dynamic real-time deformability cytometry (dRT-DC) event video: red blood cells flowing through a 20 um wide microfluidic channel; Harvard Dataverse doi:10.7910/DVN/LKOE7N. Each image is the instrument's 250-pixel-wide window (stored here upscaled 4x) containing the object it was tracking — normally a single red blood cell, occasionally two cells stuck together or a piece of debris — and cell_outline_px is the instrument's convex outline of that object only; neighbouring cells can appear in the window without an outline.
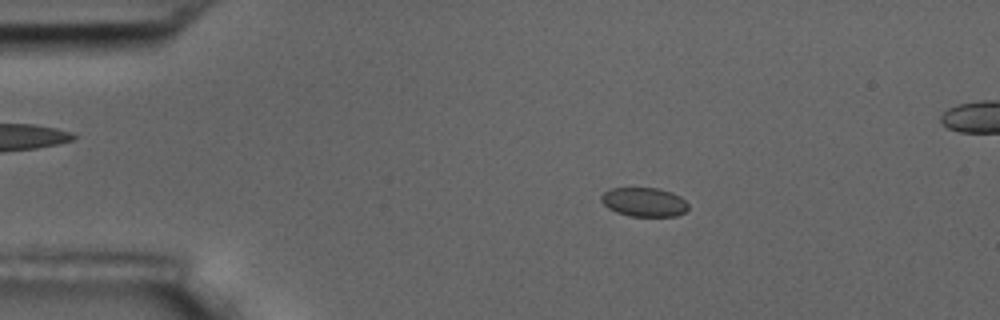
{"species": "common noctule bat (a hibernating species)", "species_latin": "Nyctalus noctula", "temperature_condition": "room temperature", "stored_images_in_passage": 6, "camera_frame_rate_fps": 3000, "um_per_image_px": 0.085, "animal": {"sex": "male", "body_mass_g": 17.5, "forearm_length_mm": 52.3}, "frame": {"image": 1, "passage_image": 3, "time_ms": 2.333, "image_size_px": [1000, 320], "cell_outline_px": [[688, 208], [684, 212], [676, 216], [628, 216], [616, 212], [608, 208], [600, 200], [600, 196], [608, 188], [660, 188], [672, 192], [680, 196], [688, 204]], "centroid_in_image_um": [54.73, 17.17], "position_along_channel_um": 30.3, "area_um2": 14.85}}